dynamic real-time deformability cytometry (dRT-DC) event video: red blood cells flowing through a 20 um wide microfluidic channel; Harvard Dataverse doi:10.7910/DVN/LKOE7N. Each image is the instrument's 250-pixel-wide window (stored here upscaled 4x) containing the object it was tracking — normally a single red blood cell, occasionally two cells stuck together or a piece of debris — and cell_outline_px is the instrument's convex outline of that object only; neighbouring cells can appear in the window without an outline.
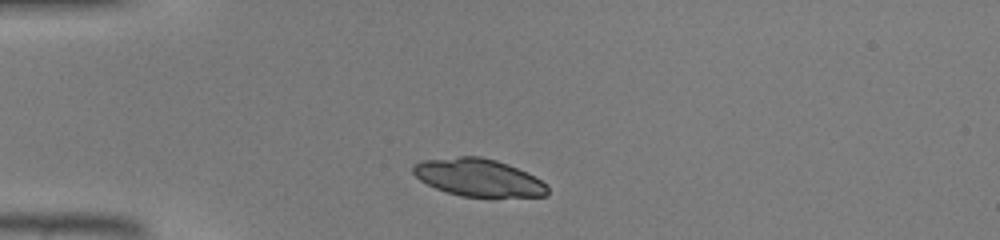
{"species": "common noctule bat (a hibernating species)", "species_latin": "Nyctalus noctula", "temperature_condition": "warm", "stored_images_in_passage": 36, "camera_frame_rate_fps": 3000, "um_per_image_px": 0.085, "animal": {"sex": "male", "body_mass_g": 19.0, "forearm_length_mm": 50.8}, "frame": {"image": 1, "passage_image": 3, "time_ms": 0.667, "image_size_px": [1000, 240], "cell_outline_px": [[548, 196], [492, 200], [460, 196], [436, 188], [420, 180], [412, 172], [412, 164], [420, 160], [460, 156], [480, 156], [496, 160], [508, 164], [548, 184]], "centroid_in_image_um": [40.7, 15.15], "position_along_channel_um": 44.3, "area_um2": 30.46}}
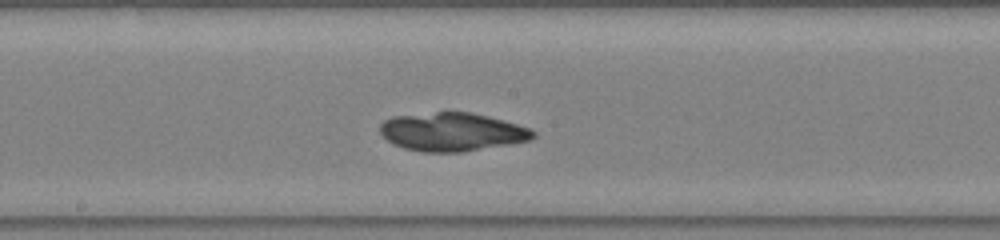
{"frame": {"image": 2, "passage_image": 16, "time_ms": 5.0, "image_size_px": [1000, 240], "cell_outline_px": [[536, 136], [532, 140], [460, 152], [420, 152], [404, 148], [392, 144], [380, 132], [380, 124], [384, 120], [392, 116], [436, 112], [472, 112], [488, 116], [516, 124], [528, 128], [536, 132]], "centroid_in_image_um": [38.4, 11.21], "position_along_channel_um": 209.8, "area_um2": 34.22}}
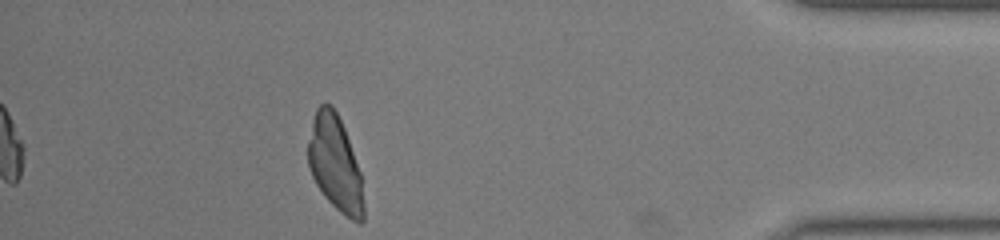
{"frame": {"image": 3, "passage_image": 32, "time_ms": 10.333, "image_size_px": [1000, 240], "cell_outline_px": [[364, 220], [360, 224], [344, 216], [324, 196], [316, 184], [312, 176], [308, 164], [308, 140], [312, 120], [316, 108], [320, 104], [332, 104], [344, 128], [360, 172], [364, 204]], "centroid_in_image_um": [28.48, 13.92], "position_along_channel_um": 406.7, "area_um2": 30.75}}